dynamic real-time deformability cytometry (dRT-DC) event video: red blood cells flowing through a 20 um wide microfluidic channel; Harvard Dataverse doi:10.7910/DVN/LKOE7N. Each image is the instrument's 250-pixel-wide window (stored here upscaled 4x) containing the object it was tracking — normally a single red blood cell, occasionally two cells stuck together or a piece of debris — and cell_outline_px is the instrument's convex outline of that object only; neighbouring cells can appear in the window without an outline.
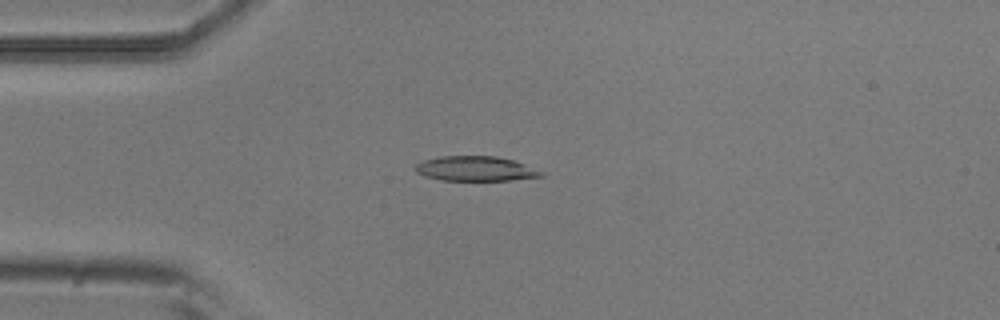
{"species": "common noctule bat (a hibernating species)", "species_latin": "Nyctalus noctula", "temperature_condition": "room temperature", "stored_images_in_passage": 4, "camera_frame_rate_fps": 3000, "um_per_image_px": 0.085, "animal": {"sex": "male", "body_mass_g": 20.5, "forearm_length_mm": 52.5}, "frame": {"image": 1, "passage_image": 4, "time_ms": 1.0, "image_size_px": [1000, 320], "cell_outline_px": [[544, 176], [512, 180], [440, 180], [424, 176], [416, 172], [412, 168], [416, 164], [424, 160], [440, 156], [496, 156], [512, 160], [544, 172]], "centroid_in_image_um": [40.37, 14.34], "position_along_channel_um": 44.6, "area_um2": 18.15}}